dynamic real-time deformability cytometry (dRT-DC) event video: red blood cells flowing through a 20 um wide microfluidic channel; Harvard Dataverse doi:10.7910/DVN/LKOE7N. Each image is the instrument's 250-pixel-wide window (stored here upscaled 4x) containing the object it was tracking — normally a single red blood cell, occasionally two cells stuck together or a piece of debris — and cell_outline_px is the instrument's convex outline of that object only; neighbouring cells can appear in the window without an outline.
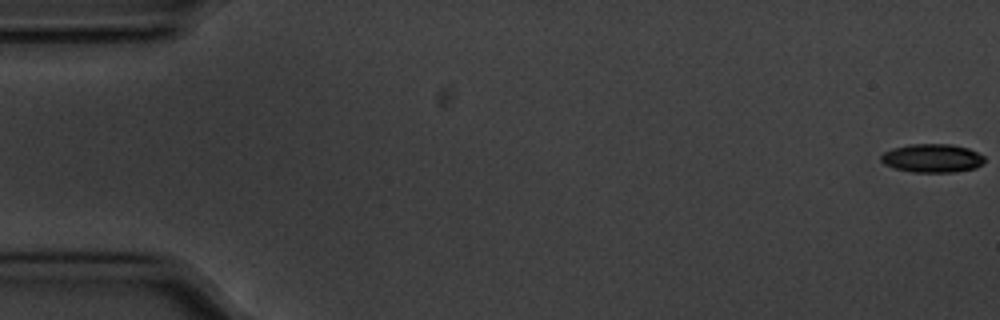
{"species": "common noctule bat (a hibernating species)", "species_latin": "Nyctalus noctula", "temperature_condition": "cold", "stored_images_in_passage": 9, "camera_frame_rate_fps": 3000, "um_per_image_px": 0.085, "animal": {"sex": "male", "body_mass_g": 20.1, "forearm_length_mm": 53.5}, "frame": {"image": 1, "passage_image": 1, "time_ms": 0.0, "image_size_px": [1000, 320], "cell_outline_px": [[984, 164], [976, 168], [956, 172], [912, 172], [896, 168], [884, 164], [880, 160], [880, 156], [884, 152], [892, 148], [912, 144], [952, 144], [968, 148], [984, 156]], "centroid_in_image_um": [79.25, 13.45], "position_along_channel_um": 5.7, "area_um2": 17.28}}